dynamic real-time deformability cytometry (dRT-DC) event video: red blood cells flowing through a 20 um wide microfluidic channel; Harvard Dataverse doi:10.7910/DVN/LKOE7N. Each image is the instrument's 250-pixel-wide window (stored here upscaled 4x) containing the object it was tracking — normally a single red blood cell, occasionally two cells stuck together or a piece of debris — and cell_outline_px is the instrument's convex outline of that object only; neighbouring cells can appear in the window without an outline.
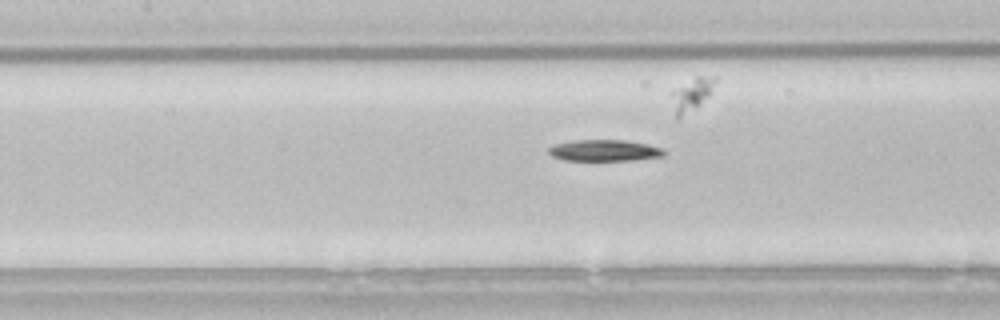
{"species": "common noctule bat (a hibernating species)", "species_latin": "Nyctalus noctula", "temperature_condition": "room temperature", "stored_images_in_passage": 33, "camera_frame_rate_fps": 3000, "um_per_image_px": 0.085, "animal": {"sex": "male", "body_mass_g": 21.5, "forearm_length_mm": 52.0}, "frame": {"image": 1, "passage_image": 15, "time_ms": 4.667, "image_size_px": [1000, 320], "cell_outline_px": [[668, 152], [664, 156], [632, 160], [564, 160], [552, 156], [548, 152], [548, 148], [556, 144], [576, 140], [624, 140], [648, 144], [664, 148]], "centroid_in_image_um": [51.44, 12.79], "position_along_channel_um": 156.0, "area_um2": 14.39}}
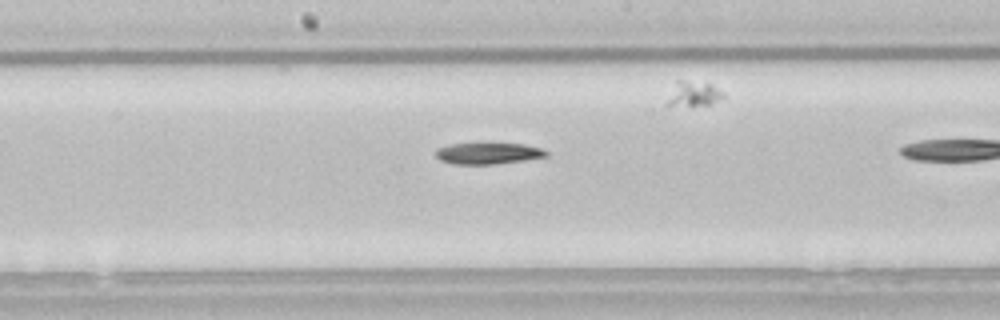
{"frame": {"image": 2, "passage_image": 19, "time_ms": 6.0, "image_size_px": [1000, 320], "cell_outline_px": [[548, 156], [524, 160], [492, 164], [452, 164], [440, 160], [436, 156], [436, 148], [448, 144], [480, 140], [484, 140], [524, 144], [544, 148], [548, 152]], "centroid_in_image_um": [41.47, 12.96], "position_along_channel_um": 206.7, "area_um2": 14.85}}
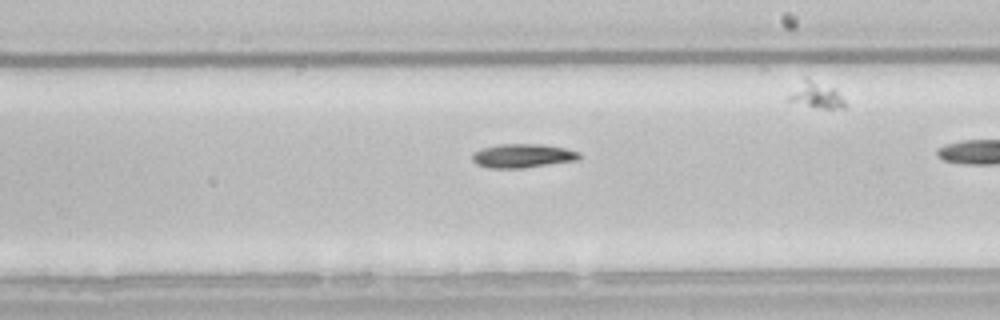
{"frame": {"image": 3, "passage_image": 22, "time_ms": 7.0, "image_size_px": [1000, 320], "cell_outline_px": [[584, 156], [580, 160], [520, 168], [488, 168], [476, 164], [472, 160], [472, 152], [496, 144], [540, 144], [564, 148], [580, 152]], "centroid_in_image_um": [44.45, 13.24], "position_along_channel_um": 244.6, "area_um2": 15.03}}